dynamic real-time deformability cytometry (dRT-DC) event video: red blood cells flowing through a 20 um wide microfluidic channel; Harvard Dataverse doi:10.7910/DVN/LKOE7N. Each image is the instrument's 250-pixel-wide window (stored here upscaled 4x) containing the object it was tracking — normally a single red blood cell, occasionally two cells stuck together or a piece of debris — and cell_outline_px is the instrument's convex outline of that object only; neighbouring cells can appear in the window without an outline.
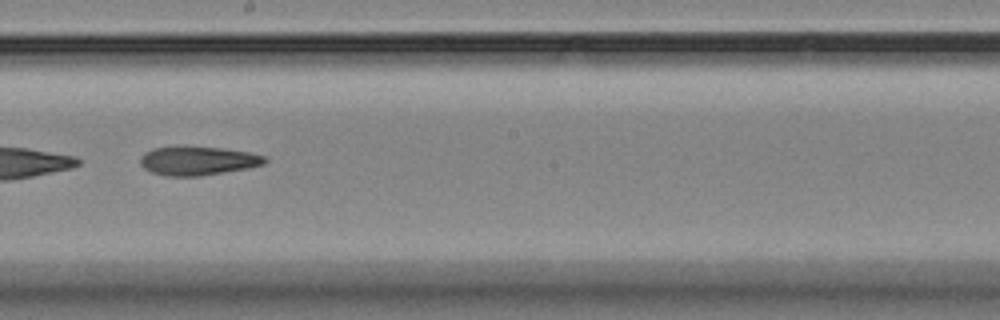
{"species": "Egyptian fruit bat (a non-hibernating species)", "species_latin": "Rousettus aegyptiacus", "temperature_condition": "room temperature", "stored_images_in_passage": 13, "camera_frame_rate_fps": 3000, "um_per_image_px": 0.085, "animal": {"sex": "female"}, "frame": {"image": 1, "passage_image": 8, "time_ms": 8.0, "image_size_px": [1000, 320], "cell_outline_px": [[268, 160], [264, 164], [248, 168], [200, 176], [164, 176], [152, 172], [144, 168], [140, 164], [140, 156], [144, 152], [152, 148], [176, 144], [220, 148], [248, 152], [264, 156]], "centroid_in_image_um": [16.74, 13.64], "position_along_channel_um": 231.5, "area_um2": 21.44}}
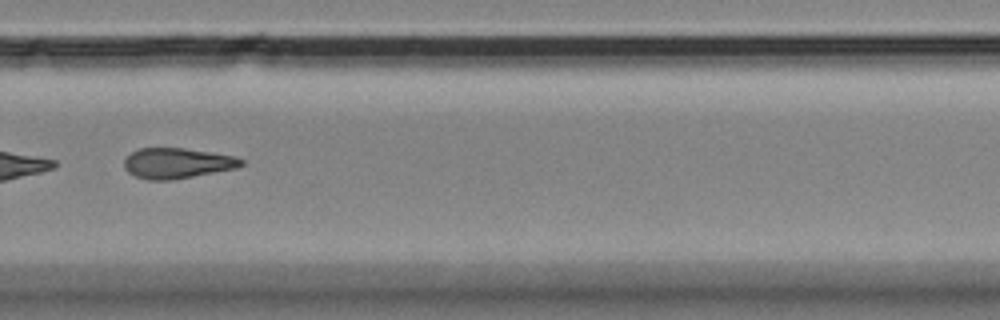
{"frame": {"image": 2, "passage_image": 10, "time_ms": 10.333, "image_size_px": [1000, 320], "cell_outline_px": [[244, 164], [236, 168], [172, 180], [148, 180], [136, 176], [128, 172], [124, 168], [124, 160], [132, 152], [140, 148], [184, 148], [236, 156], [244, 160]], "centroid_in_image_um": [15.06, 13.87], "position_along_channel_um": 314.7, "area_um2": 20.69}}
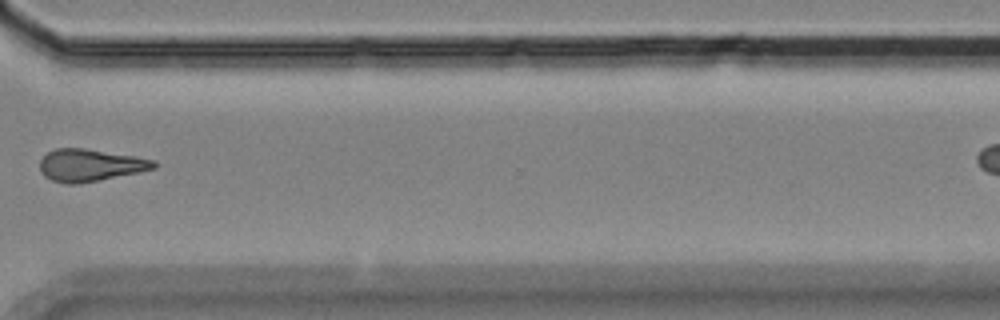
{"frame": {"image": 3, "passage_image": 11, "time_ms": 11.667, "image_size_px": [1000, 320], "cell_outline_px": [[156, 168], [140, 172], [100, 180], [76, 184], [64, 184], [52, 180], [44, 176], [40, 172], [40, 160], [48, 152], [56, 148], [84, 148], [136, 156], [156, 160]], "centroid_in_image_um": [7.67, 14.04], "position_along_channel_um": 362.9, "area_um2": 21.56}}